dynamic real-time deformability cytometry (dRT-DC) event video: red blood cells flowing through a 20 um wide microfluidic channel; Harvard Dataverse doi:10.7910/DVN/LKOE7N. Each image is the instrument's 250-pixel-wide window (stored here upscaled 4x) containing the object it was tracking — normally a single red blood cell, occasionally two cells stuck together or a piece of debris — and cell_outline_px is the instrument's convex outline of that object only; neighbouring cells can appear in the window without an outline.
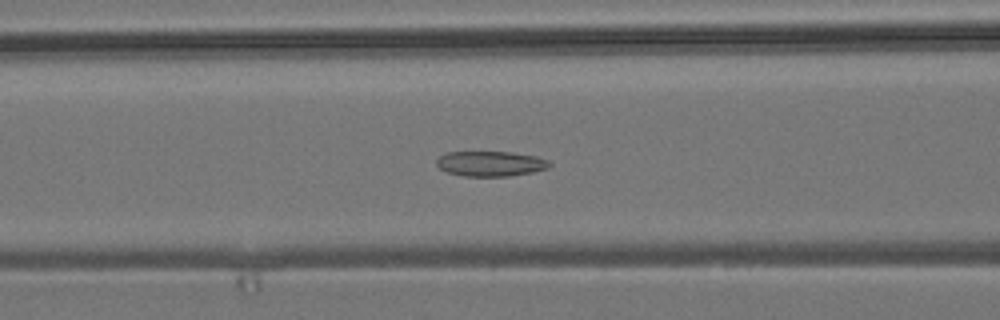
{"species": "common noctule bat (a hibernating species)", "species_latin": "Nyctalus noctula", "temperature_condition": "room temperature", "stored_images_in_passage": 42, "camera_frame_rate_fps": 3000, "um_per_image_px": 0.085, "animal": {"sex": "male", "body_mass_g": 19.2, "forearm_length_mm": 51.8}, "frame": {"image": 1, "passage_image": 15, "time_ms": 4.667, "image_size_px": [1000, 320], "cell_outline_px": [[552, 164], [548, 168], [532, 172], [508, 176], [464, 176], [448, 172], [440, 168], [436, 164], [436, 160], [440, 156], [448, 152], [512, 152], [536, 156], [548, 160]], "centroid_in_image_um": [41.71, 13.91], "position_along_channel_um": 124.9, "area_um2": 16.47}}
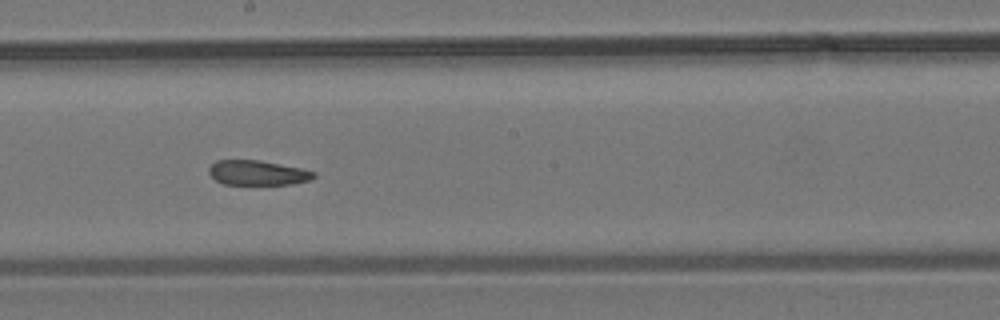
{"frame": {"image": 2, "passage_image": 23, "time_ms": 7.333, "image_size_px": [1000, 320], "cell_outline_px": [[316, 176], [308, 180], [292, 184], [224, 184], [216, 180], [208, 172], [208, 168], [216, 160], [260, 160], [304, 168], [316, 172]], "centroid_in_image_um": [21.92, 14.67], "position_along_channel_um": 226.3, "area_um2": 15.2}}
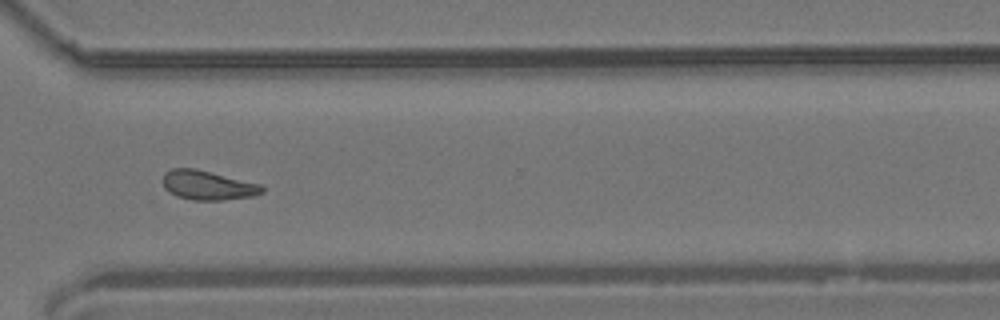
{"frame": {"image": 3, "passage_image": 33, "time_ms": 10.667, "image_size_px": [1000, 320], "cell_outline_px": [[264, 192], [256, 196], [220, 200], [192, 200], [176, 196], [168, 192], [164, 188], [164, 172], [172, 168], [196, 168], [260, 184], [264, 188]], "centroid_in_image_um": [17.66, 15.75], "position_along_channel_um": 352.9, "area_um2": 17.05}, "authors_computed_cell_mechanics": {"area_um2": 17.4267, "velocity_mm_per_s": 3.8141, "shape_relaxation_time_tau1_ms": null, "shape_relaxation_time_tau2_ms": 6.9984, "deformation_change_tau1": null, "deformation_change_tau2": 0.1306}}